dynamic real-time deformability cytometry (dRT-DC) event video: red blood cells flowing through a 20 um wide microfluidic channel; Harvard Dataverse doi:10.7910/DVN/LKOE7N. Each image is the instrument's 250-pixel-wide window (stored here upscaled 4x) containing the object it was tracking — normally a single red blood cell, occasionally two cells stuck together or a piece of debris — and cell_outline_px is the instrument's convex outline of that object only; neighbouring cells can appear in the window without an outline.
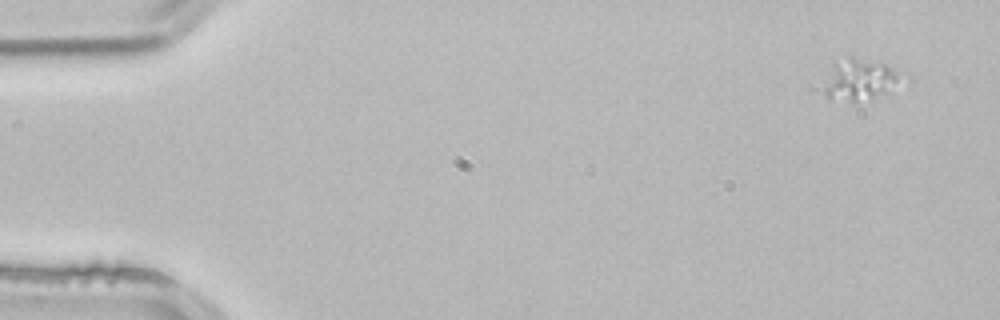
{"species": "common noctule bat (a hibernating species)", "species_latin": "Nyctalus noctula", "temperature_condition": "room temperature", "stored_images_in_passage": 3, "camera_frame_rate_fps": 3000, "um_per_image_px": 0.085, "animal": {"sex": "male", "body_mass_g": 21.5, "forearm_length_mm": 52.0}, "frame": {"image": 1, "passage_image": 1, "time_ms": 0.0, "image_size_px": [1000, 320], "cell_outline_px": [[912, 80], [888, 92], [856, 104], [828, 96], [812, 88], [808, 84], [832, 60], [848, 56], [852, 56], [888, 64], [912, 76]], "centroid_in_image_um": [72.93, 6.74], "position_along_channel_um": 12.1, "area_um2": 22.37}}
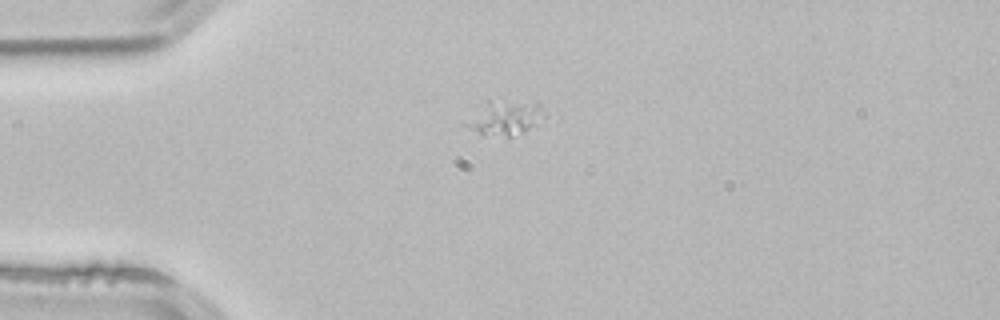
{"frame": {"image": 2, "passage_image": 3, "time_ms": 0.667, "image_size_px": [1000, 320], "cell_outline_px": [[548, 116], [520, 132], [512, 136], [484, 136], [460, 124], [488, 96], [504, 96], [536, 100], [540, 104]], "centroid_in_image_um": [42.86, 9.87], "position_along_channel_um": 42.1, "area_um2": 17.57}}